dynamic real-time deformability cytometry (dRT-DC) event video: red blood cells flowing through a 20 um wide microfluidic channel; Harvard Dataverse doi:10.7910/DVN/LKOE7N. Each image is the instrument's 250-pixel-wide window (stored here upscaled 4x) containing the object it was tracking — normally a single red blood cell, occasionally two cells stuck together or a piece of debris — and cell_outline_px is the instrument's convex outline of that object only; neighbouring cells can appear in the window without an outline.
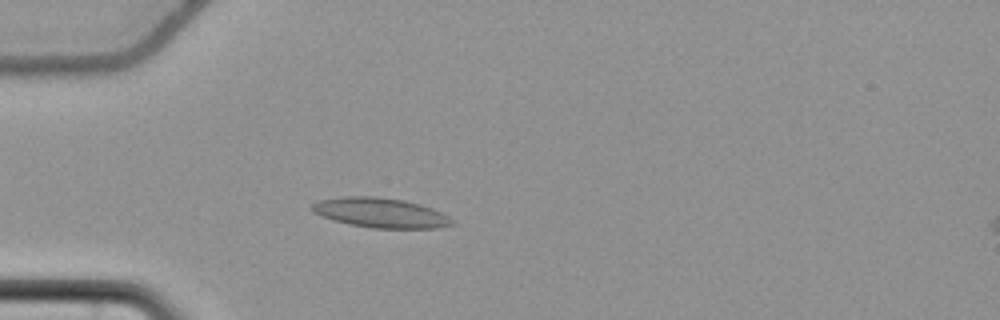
{"species": "common noctule bat (a hibernating species)", "species_latin": "Nyctalus noctula", "temperature_condition": "cold", "stored_images_in_passage": 58, "camera_frame_rate_fps": 3000, "um_per_image_px": 0.085, "animal": {"sex": "female", "body_mass_g": 22.7, "forearm_length_mm": 54.2}, "frame": {"image": 1, "passage_image": 18, "time_ms": 5.667, "image_size_px": [1000, 320], "cell_outline_px": [[456, 224], [440, 228], [372, 228], [348, 224], [332, 220], [312, 212], [308, 208], [316, 200], [344, 196], [376, 196], [404, 200], [420, 204], [432, 208], [456, 220]], "centroid_in_image_um": [32.33, 18.08], "position_along_channel_um": 52.7, "area_um2": 24.74}}
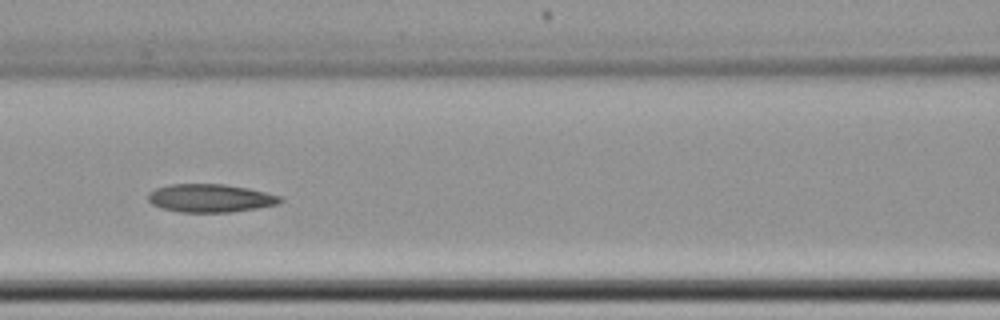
{"frame": {"image": 2, "passage_image": 27, "time_ms": 8.667, "image_size_px": [1000, 320], "cell_outline_px": [[284, 200], [280, 204], [232, 212], [180, 212], [160, 208], [152, 204], [148, 200], [148, 192], [156, 188], [168, 184], [224, 184], [248, 188], [280, 196]], "centroid_in_image_um": [17.86, 16.84], "position_along_channel_um": 148.7, "area_um2": 21.79}}
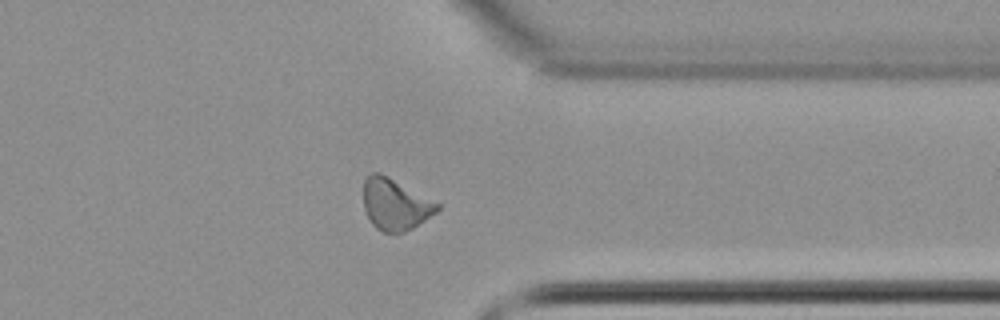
{"frame": {"image": 3, "passage_image": 46, "time_ms": 15.0, "image_size_px": [1000, 320], "cell_outline_px": [[440, 208], [436, 212], [412, 228], [404, 232], [384, 232], [376, 228], [372, 224], [364, 208], [364, 180], [372, 172], [380, 172], [388, 176], [440, 204]], "centroid_in_image_um": [33.58, 17.36], "position_along_channel_um": 377.8, "area_um2": 21.79}}